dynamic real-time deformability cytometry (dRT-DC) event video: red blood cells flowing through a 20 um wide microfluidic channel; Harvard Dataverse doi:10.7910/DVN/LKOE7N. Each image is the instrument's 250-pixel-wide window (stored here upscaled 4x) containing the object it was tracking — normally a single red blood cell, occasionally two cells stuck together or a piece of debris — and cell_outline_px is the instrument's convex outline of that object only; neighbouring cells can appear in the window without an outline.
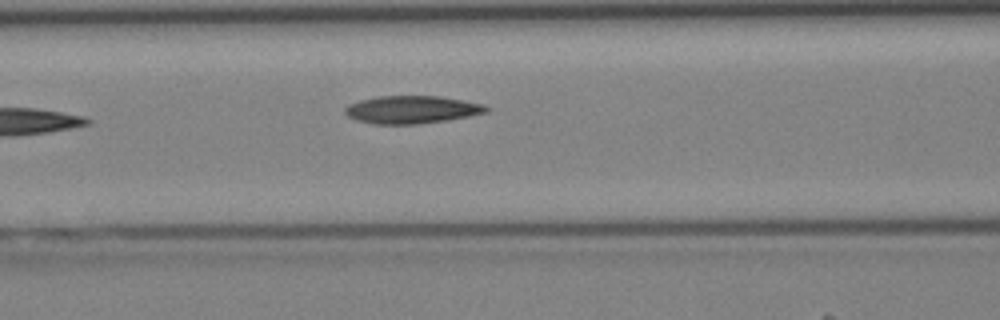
{"species": "Egyptian fruit bat (a non-hibernating species)", "species_latin": "Rousettus aegyptiacus", "temperature_condition": "cold", "stored_images_in_passage": 5, "camera_frame_rate_fps": 3000, "um_per_image_px": 0.085, "animal": {"sex": "female"}, "frame": {"image": 1, "passage_image": 5, "time_ms": 1.333, "image_size_px": [1000, 320], "cell_outline_px": [[492, 108], [488, 112], [468, 116], [444, 120], [416, 124], [376, 124], [356, 120], [348, 116], [344, 112], [344, 108], [348, 104], [360, 100], [376, 96], [440, 96], [464, 100], [484, 104]], "centroid_in_image_um": [35.01, 9.31], "position_along_channel_um": 131.6, "area_um2": 22.89}}